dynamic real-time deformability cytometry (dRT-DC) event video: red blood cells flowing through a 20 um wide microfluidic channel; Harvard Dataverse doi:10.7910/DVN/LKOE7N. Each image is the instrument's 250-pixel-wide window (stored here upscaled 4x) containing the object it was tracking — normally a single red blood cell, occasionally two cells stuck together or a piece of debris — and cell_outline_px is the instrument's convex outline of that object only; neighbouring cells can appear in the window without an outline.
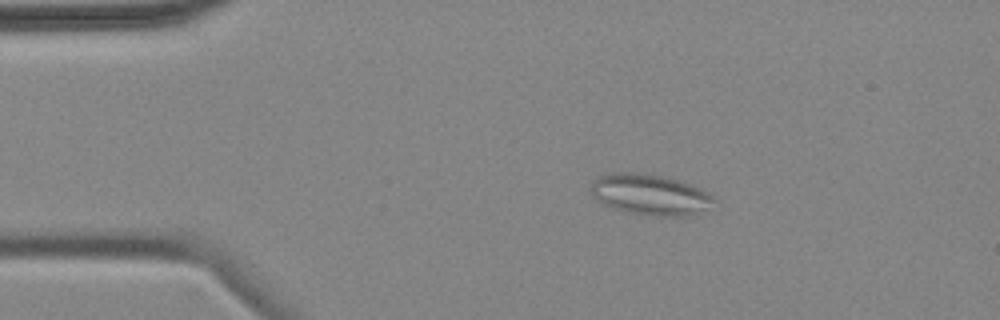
{"species": "common noctule bat (a hibernating species)", "species_latin": "Nyctalus noctula", "temperature_condition": "cold", "stored_images_in_passage": 4, "camera_frame_rate_fps": 3000, "um_per_image_px": 0.085, "animal": {"sex": "female", "body_mass_g": 18.4}, "frame": {"image": 1, "passage_image": 2, "time_ms": 2.0, "image_size_px": [1000, 320], "cell_outline_px": [[720, 204], [684, 216], [660, 216], [624, 212], [612, 208], [596, 200], [588, 192], [588, 188], [592, 180], [600, 176], [612, 172], [640, 172], [660, 176], [692, 184], [708, 192], [720, 200]], "centroid_in_image_um": [55.25, 16.54], "position_along_channel_um": 29.7, "area_um2": 29.88}}